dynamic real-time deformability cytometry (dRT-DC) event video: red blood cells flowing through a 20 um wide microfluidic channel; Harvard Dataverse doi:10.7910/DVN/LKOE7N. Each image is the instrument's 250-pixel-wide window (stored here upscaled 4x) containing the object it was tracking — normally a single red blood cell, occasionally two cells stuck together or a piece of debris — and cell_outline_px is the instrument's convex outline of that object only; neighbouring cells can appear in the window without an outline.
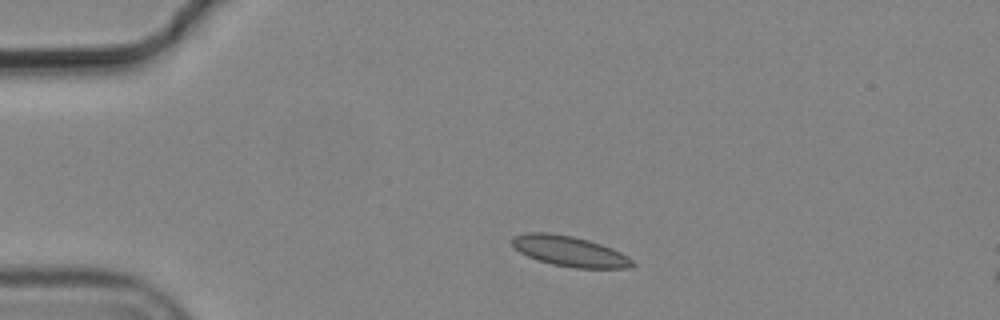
{"species": "common noctule bat (a hibernating species)", "species_latin": "Nyctalus noctula", "temperature_condition": "cold", "stored_images_in_passage": 2, "camera_frame_rate_fps": 3000, "um_per_image_px": 0.085, "animal": {"sex": "male", "body_mass_g": 19.2, "forearm_length_mm": 51.8}, "frame": {"image": 1, "passage_image": 1, "time_ms": 0.0, "image_size_px": [1000, 320], "cell_outline_px": [[636, 264], [628, 268], [572, 268], [552, 264], [528, 256], [520, 252], [512, 244], [512, 236], [528, 232], [548, 232], [572, 236], [588, 240], [612, 248], [628, 256]], "centroid_in_image_um": [48.42, 21.35], "position_along_channel_um": 36.6, "area_um2": 21.21}}